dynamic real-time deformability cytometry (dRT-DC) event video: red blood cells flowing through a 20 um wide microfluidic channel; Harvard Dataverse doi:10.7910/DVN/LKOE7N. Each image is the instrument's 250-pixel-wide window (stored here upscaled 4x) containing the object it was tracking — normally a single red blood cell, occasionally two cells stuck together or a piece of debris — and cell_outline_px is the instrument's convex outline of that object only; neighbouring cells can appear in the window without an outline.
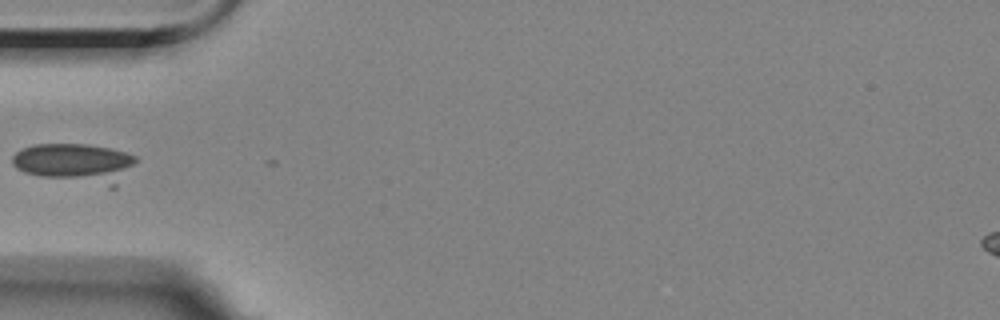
{"species": "Egyptian fruit bat (a non-hibernating species)", "species_latin": "Rousettus aegyptiacus", "temperature_condition": "room temperature", "stored_images_in_passage": 7, "camera_frame_rate_fps": 3000, "um_per_image_px": 0.085, "animal": {"sex": "female"}, "frame": {"image": 1, "passage_image": 2, "time_ms": 1.0, "image_size_px": [1000, 320], "cell_outline_px": [[136, 160], [116, 188], [108, 188], [40, 176], [24, 172], [16, 168], [12, 164], [12, 156], [20, 148], [36, 144], [88, 144], [108, 148], [124, 152], [136, 156]], "centroid_in_image_um": [6.4, 13.88], "position_along_channel_um": 78.6, "area_um2": 28.61}}